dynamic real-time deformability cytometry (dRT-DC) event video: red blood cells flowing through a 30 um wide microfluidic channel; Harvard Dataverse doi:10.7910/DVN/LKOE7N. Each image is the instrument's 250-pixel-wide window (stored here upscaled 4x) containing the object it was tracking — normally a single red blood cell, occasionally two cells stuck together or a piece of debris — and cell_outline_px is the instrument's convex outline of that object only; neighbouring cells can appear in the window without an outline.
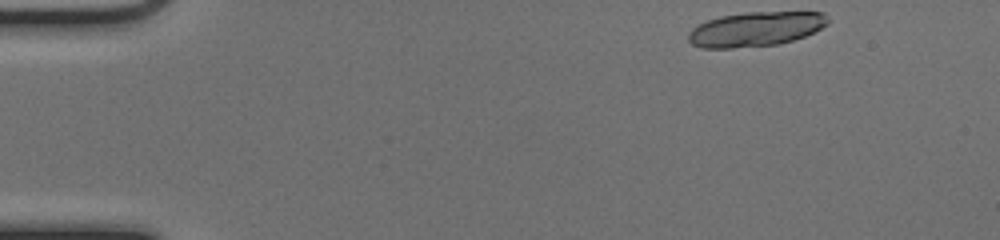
{"species": "common noctule bat (a hibernating species)", "species_latin": "Nyctalus noctula", "temperature_condition": "cold", "stored_images_in_passage": 14, "camera_frame_rate_fps": 3000, "um_per_image_px": 0.085, "animal": {"sex": "female", "body_mass_g": 17.0, "forearm_length_mm": 48.0}, "frame": {"image": 1, "passage_image": 1, "time_ms": 0.0, "image_size_px": [1000, 240], "cell_outline_px": [[828, 24], [804, 36], [792, 40], [776, 44], [732, 48], [700, 48], [692, 44], [688, 40], [688, 32], [692, 28], [708, 20], [720, 16], [744, 12], [824, 12], [828, 20]], "centroid_in_image_um": [64.19, 2.47], "position_along_channel_um": 20.8, "area_um2": 27.92}}